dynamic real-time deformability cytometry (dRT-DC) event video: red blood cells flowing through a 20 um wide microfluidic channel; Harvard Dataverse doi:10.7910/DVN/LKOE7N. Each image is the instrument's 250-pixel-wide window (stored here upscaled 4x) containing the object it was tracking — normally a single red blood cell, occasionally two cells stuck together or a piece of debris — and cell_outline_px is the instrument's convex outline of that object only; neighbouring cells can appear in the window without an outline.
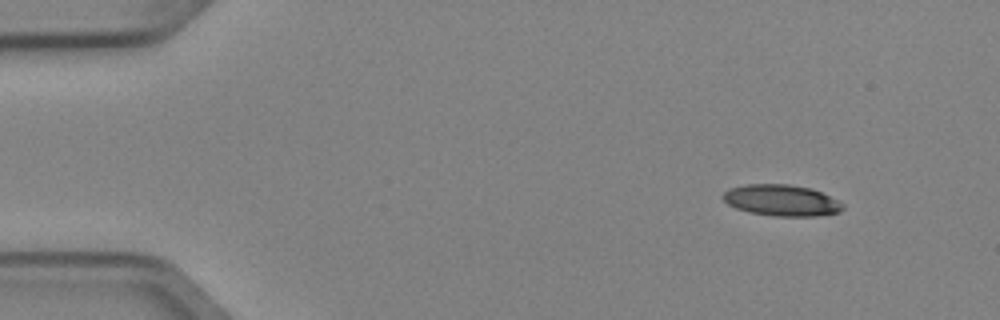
{"species": "Egyptian fruit bat (a non-hibernating species)", "species_latin": "Rousettus aegyptiacus", "temperature_condition": "cold", "stored_images_in_passage": 6, "camera_frame_rate_fps": 3000, "um_per_image_px": 0.085, "animal": {"sex": "female"}, "frame": {"image": 1, "passage_image": 1, "time_ms": 0.0, "image_size_px": [1000, 320], "cell_outline_px": [[844, 208], [840, 212], [816, 216], [772, 216], [748, 212], [736, 208], [728, 204], [720, 196], [728, 188], [744, 184], [788, 184], [812, 188], [844, 204]], "centroid_in_image_um": [66.39, 17.03], "position_along_channel_um": 18.6, "area_um2": 21.96}}
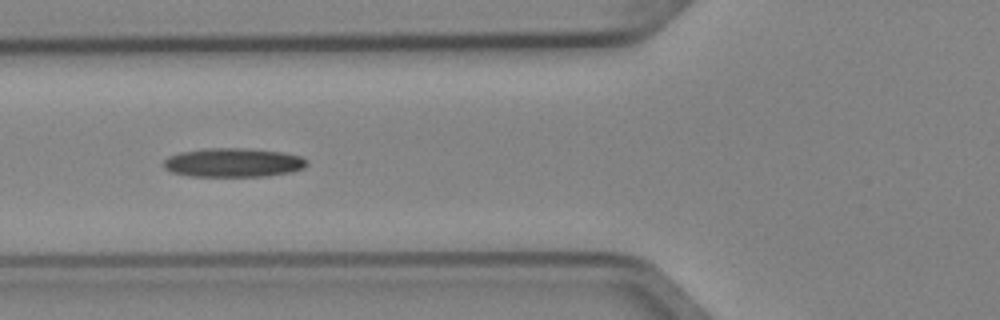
{"frame": {"image": 2, "passage_image": 5, "time_ms": 1.333, "image_size_px": [1000, 320], "cell_outline_px": [[308, 164], [304, 168], [292, 172], [264, 176], [192, 176], [172, 172], [164, 168], [164, 160], [168, 156], [180, 152], [208, 148], [240, 148], [284, 152], [300, 156], [308, 160]], "centroid_in_image_um": [19.85, 13.82], "position_along_channel_um": 106.0, "area_um2": 24.16}}
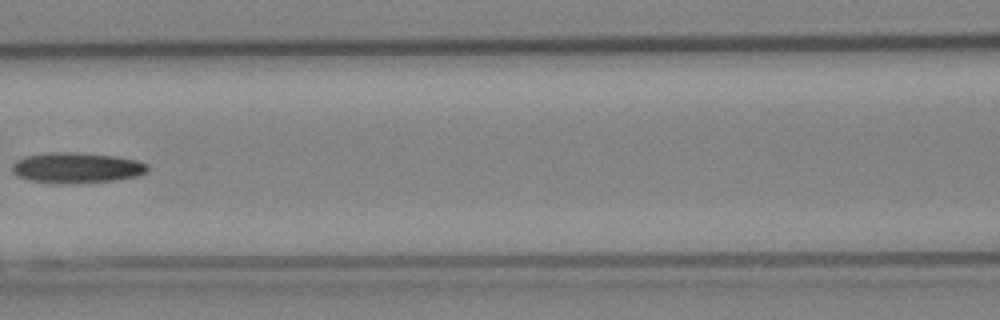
{"frame": {"image": 3, "passage_image": 6, "time_ms": 1.667, "image_size_px": [1000, 320], "cell_outline_px": [[148, 172], [140, 176], [116, 180], [68, 184], [56, 184], [28, 180], [16, 176], [12, 172], [12, 164], [16, 160], [24, 156], [48, 152], [76, 152], [116, 156], [136, 160], [148, 164]], "centroid_in_image_um": [6.5, 14.27], "position_along_channel_um": 160.1, "area_um2": 24.62}}